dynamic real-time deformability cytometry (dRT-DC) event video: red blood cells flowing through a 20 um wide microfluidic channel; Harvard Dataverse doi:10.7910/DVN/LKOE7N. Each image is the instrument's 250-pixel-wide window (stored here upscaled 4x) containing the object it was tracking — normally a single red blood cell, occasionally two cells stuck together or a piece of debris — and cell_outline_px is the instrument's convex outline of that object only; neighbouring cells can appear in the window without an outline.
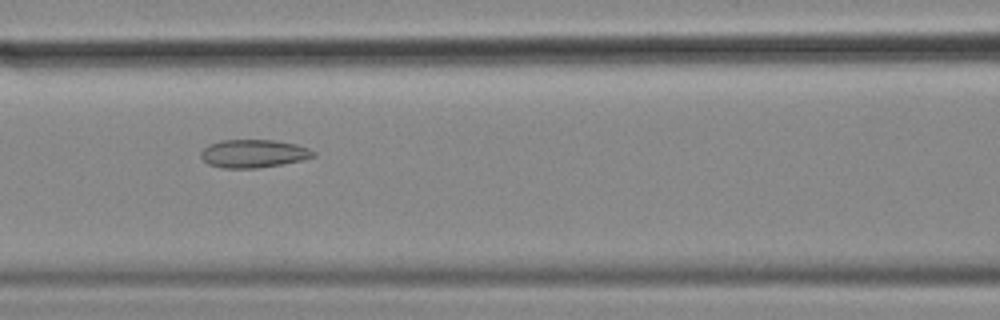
{"species": "common noctule bat (a hibernating species)", "species_latin": "Nyctalus noctula", "temperature_condition": "cold", "stored_images_in_passage": 56, "camera_frame_rate_fps": 3000, "um_per_image_px": 0.085, "animal": {"sex": "female", "body_mass_g": 18.4}, "frame": {"image": 1, "passage_image": 24, "time_ms": 7.667, "image_size_px": [1000, 320], "cell_outline_px": [[316, 156], [304, 160], [256, 168], [224, 168], [208, 164], [200, 156], [200, 152], [208, 144], [220, 140], [276, 140], [296, 144], [308, 148], [316, 152]], "centroid_in_image_um": [21.55, 13.05], "position_along_channel_um": 145.0, "area_um2": 18.5}}
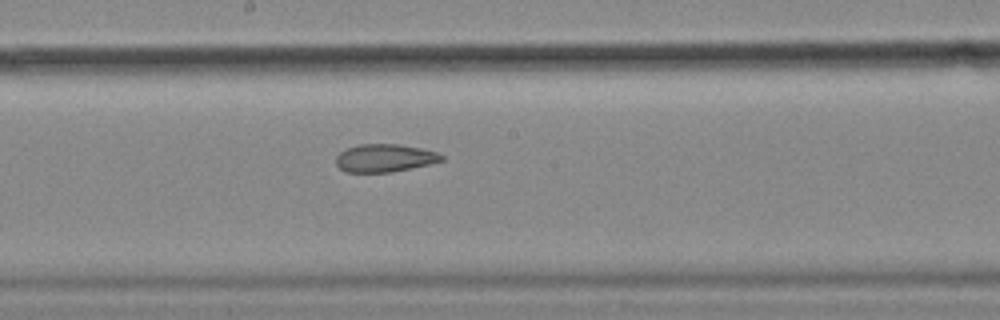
{"frame": {"image": 2, "passage_image": 30, "time_ms": 9.667, "image_size_px": [1000, 320], "cell_outline_px": [[444, 160], [428, 164], [392, 172], [348, 172], [340, 168], [336, 164], [336, 156], [340, 152], [348, 148], [360, 144], [400, 144], [420, 148], [436, 152], [444, 156]], "centroid_in_image_um": [32.69, 13.43], "position_along_channel_um": 215.5, "area_um2": 16.99}}
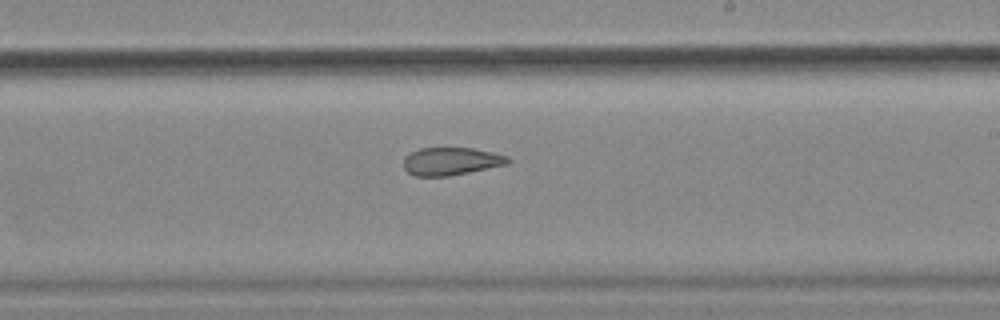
{"frame": {"image": 3, "passage_image": 33, "time_ms": 10.667, "image_size_px": [1000, 320], "cell_outline_px": [[512, 160], [508, 164], [448, 176], [416, 176], [408, 172], [404, 168], [404, 156], [420, 148], [472, 148], [492, 152], [508, 156]], "centroid_in_image_um": [38.35, 13.7], "position_along_channel_um": 250.7, "area_um2": 16.82}, "authors_computed_cell_mechanics": {"area_um2": 21.4438, "velocity_mm_per_s": 3.5331, "shape_relaxation_time_tau1_ms": null, "shape_relaxation_time_tau2_ms": 3.9208, "deformation_change_tau1": null, "deformation_change_tau2": 0.1124}}